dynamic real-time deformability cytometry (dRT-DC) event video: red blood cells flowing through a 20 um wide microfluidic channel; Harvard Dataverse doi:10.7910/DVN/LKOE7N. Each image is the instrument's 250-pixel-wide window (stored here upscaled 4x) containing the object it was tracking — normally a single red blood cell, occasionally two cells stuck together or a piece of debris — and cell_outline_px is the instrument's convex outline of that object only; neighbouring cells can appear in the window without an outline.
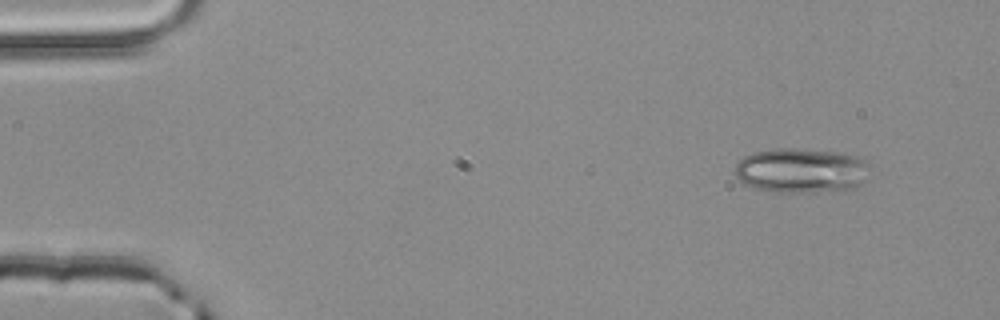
{"species": "common noctule bat (a hibernating species)", "species_latin": "Nyctalus noctula", "temperature_condition": "room temperature", "stored_images_in_passage": 3, "camera_frame_rate_fps": 3000, "um_per_image_px": 0.085, "animal": {"sex": "male", "body_mass_g": 20.4}, "frame": {"image": 1, "passage_image": 1, "time_ms": 0.0, "image_size_px": [1000, 320], "cell_outline_px": [[872, 164], [864, 180], [856, 188], [844, 192], [776, 192], [752, 188], [744, 184], [732, 172], [736, 164], [744, 156], [756, 152], [776, 148], [792, 148], [836, 152], [860, 156], [868, 160]], "centroid_in_image_um": [68.16, 14.51], "position_along_channel_um": 16.8, "area_um2": 36.07}}